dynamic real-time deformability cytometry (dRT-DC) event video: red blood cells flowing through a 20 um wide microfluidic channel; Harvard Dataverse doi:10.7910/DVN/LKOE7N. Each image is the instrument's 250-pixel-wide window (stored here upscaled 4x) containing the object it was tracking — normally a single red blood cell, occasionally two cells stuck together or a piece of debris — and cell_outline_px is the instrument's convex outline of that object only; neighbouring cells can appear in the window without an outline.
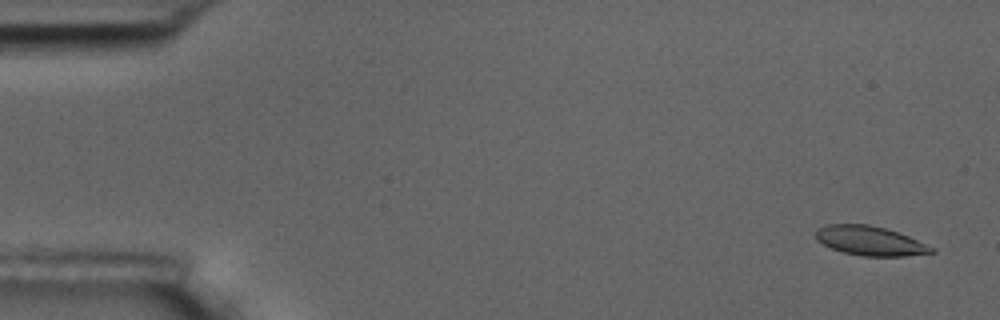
{"species": "common noctule bat (a hibernating species)", "species_latin": "Nyctalus noctula", "temperature_condition": "room temperature", "stored_images_in_passage": 57, "camera_frame_rate_fps": 3000, "um_per_image_px": 0.085, "animal": {"sex": "male", "body_mass_g": 17.5, "forearm_length_mm": 52.3}, "frame": {"image": 1, "passage_image": 2, "time_ms": 0.333, "image_size_px": [1000, 320], "cell_outline_px": [[936, 252], [904, 256], [864, 256], [844, 252], [832, 248], [816, 240], [816, 228], [828, 224], [868, 224], [884, 228], [908, 236], [936, 248]], "centroid_in_image_um": [73.96, 20.47], "position_along_channel_um": 11.0, "area_um2": 19.65}}
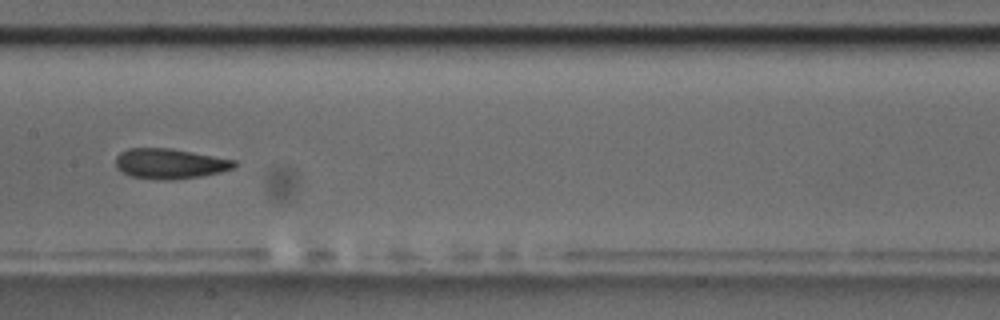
{"frame": {"image": 2, "passage_image": 28, "time_ms": 9.0, "image_size_px": [1000, 320], "cell_outline_px": [[236, 164], [232, 168], [220, 172], [200, 176], [172, 180], [164, 180], [132, 176], [116, 168], [116, 156], [120, 152], [128, 148], [172, 148], [236, 160]], "centroid_in_image_um": [14.43, 13.9], "position_along_channel_um": 193.0, "area_um2": 20.75}}
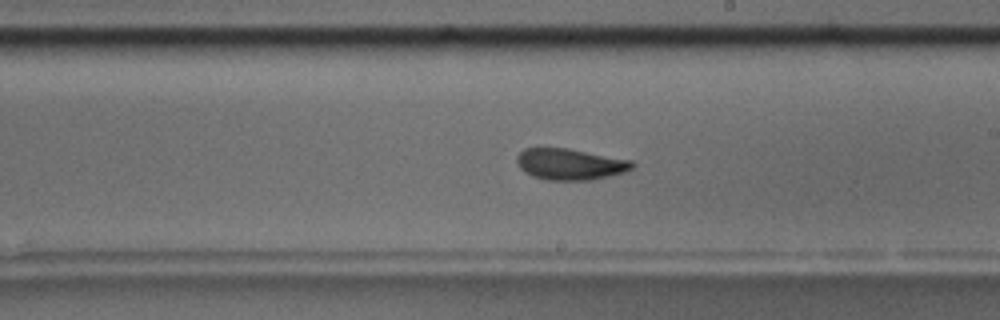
{"frame": {"image": 3, "passage_image": 32, "time_ms": 10.333, "image_size_px": [1000, 320], "cell_outline_px": [[636, 164], [632, 168], [624, 172], [592, 180], [544, 180], [532, 176], [524, 172], [520, 168], [516, 160], [516, 156], [524, 148], [568, 148], [632, 160]], "centroid_in_image_um": [48.44, 13.96], "position_along_channel_um": 240.6, "area_um2": 21.15}, "authors_computed_cell_mechanics": {"area_um2": 20.808, "velocity_mm_per_s": 3.5962, "shape_relaxation_time_tau1_ms": 2.8223, "shape_relaxation_time_tau2_ms": 2.0777, "deformation_change_tau1": 0.1282, "deformation_change_tau2": 0.0886}}